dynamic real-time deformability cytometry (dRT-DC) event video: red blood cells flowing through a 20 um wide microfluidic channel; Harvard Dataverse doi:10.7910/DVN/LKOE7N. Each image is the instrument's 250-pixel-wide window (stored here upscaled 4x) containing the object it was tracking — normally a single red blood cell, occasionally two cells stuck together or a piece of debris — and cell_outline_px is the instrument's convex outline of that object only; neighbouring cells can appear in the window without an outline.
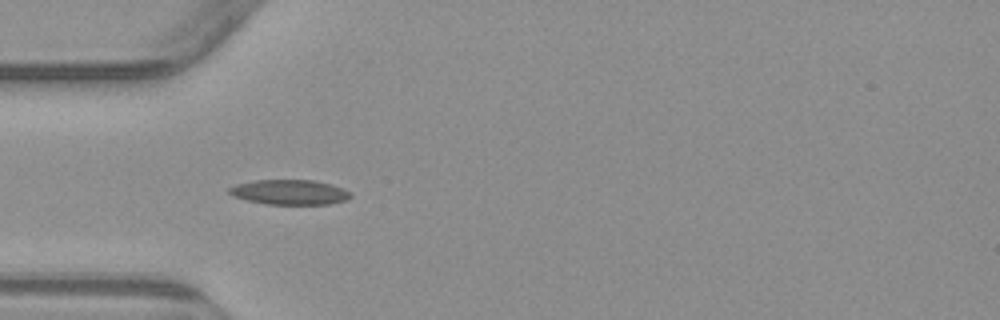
{"species": "common noctule bat (a hibernating species)", "species_latin": "Nyctalus noctula", "temperature_condition": "warm", "stored_images_in_passage": 3, "camera_frame_rate_fps": 3000, "um_per_image_px": 0.085, "animal": {"sex": "male", "body_mass_g": 23.1, "forearm_length_mm": 52.7}, "frame": {"image": 1, "passage_image": 1, "time_ms": 0.0, "image_size_px": [1000, 320], "cell_outline_px": [[352, 196], [348, 200], [328, 204], [268, 204], [248, 200], [232, 196], [228, 192], [228, 188], [236, 184], [256, 180], [312, 180], [332, 184], [344, 188], [352, 192]], "centroid_in_image_um": [24.66, 16.33], "position_along_channel_um": 60.3, "area_um2": 17.74}}
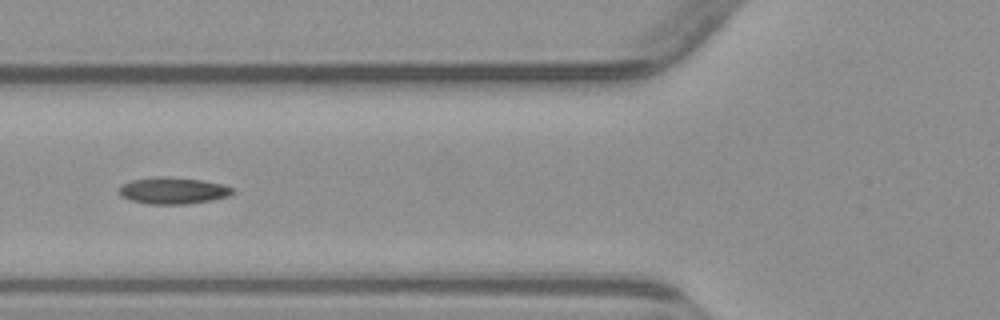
{"frame": {"image": 2, "passage_image": 2, "time_ms": 1.333, "image_size_px": [1000, 320], "cell_outline_px": [[232, 192], [228, 196], [188, 204], [148, 204], [132, 200], [124, 196], [120, 192], [120, 188], [124, 184], [132, 180], [156, 176], [164, 176], [200, 180], [220, 184], [232, 188]], "centroid_in_image_um": [14.69, 16.2], "position_along_channel_um": 111.1, "area_um2": 17.11}}
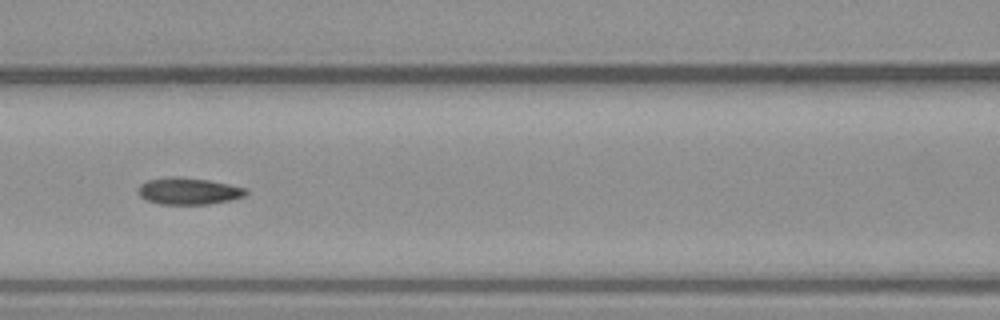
{"frame": {"image": 3, "passage_image": 3, "time_ms": 2.333, "image_size_px": [1000, 320], "cell_outline_px": [[248, 192], [244, 196], [232, 200], [208, 204], [160, 204], [144, 200], [136, 192], [140, 184], [148, 180], [168, 176], [180, 176], [208, 180], [248, 188]], "centroid_in_image_um": [16.0, 16.24], "position_along_channel_um": 150.6, "area_um2": 17.11}}